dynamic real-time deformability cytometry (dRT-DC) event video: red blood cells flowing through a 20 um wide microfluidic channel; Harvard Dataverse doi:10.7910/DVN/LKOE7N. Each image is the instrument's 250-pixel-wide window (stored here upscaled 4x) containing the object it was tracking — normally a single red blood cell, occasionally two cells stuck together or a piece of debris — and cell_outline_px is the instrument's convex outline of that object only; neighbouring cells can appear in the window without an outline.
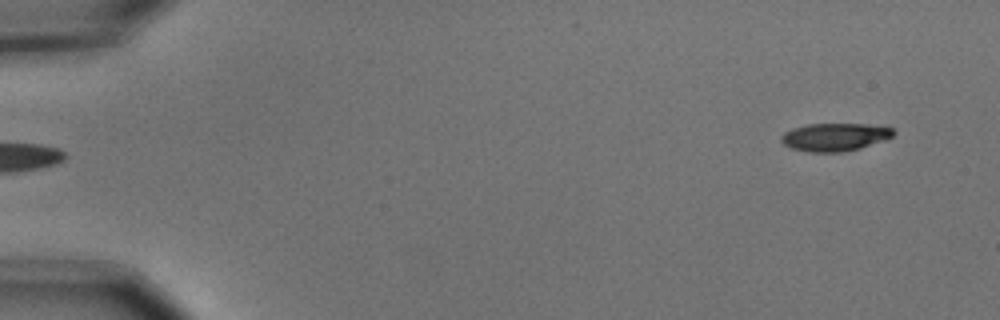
{"species": "common noctule bat (a hibernating species)", "species_latin": "Nyctalus noctula", "temperature_condition": "cold", "stored_images_in_passage": 4, "segment_of_instrument_passage": [2, 2], "camera_frame_rate_fps": 3000, "um_per_image_px": 0.085, "animal": {"sex": "male", "body_mass_g": 15.6}, "frame": {"image": 1, "passage_image": 4, "time_ms": 1.0, "image_size_px": [1000, 320], "cell_outline_px": [[896, 132], [892, 136], [860, 148], [840, 152], [808, 152], [792, 148], [784, 144], [780, 140], [780, 136], [784, 132], [792, 128], [808, 124], [864, 124], [892, 128]], "centroid_in_image_um": [70.9, 11.64], "position_along_channel_um": 14.1, "area_um2": 18.03}}